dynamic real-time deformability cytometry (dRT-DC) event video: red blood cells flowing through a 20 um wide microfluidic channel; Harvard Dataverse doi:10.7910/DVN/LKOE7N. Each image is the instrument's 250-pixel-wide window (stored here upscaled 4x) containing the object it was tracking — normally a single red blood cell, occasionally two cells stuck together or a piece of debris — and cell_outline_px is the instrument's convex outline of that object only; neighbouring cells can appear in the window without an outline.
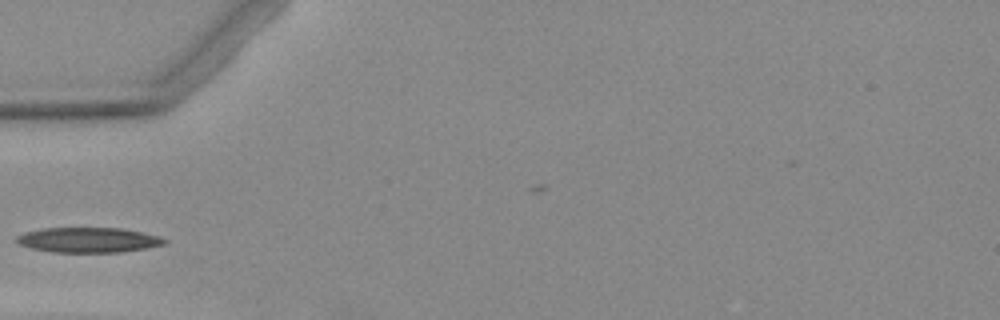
{"species": "Egyptian fruit bat (a non-hibernating species)", "species_latin": "Rousettus aegyptiacus", "temperature_condition": "warm", "stored_images_in_passage": 2, "camera_frame_rate_fps": 3000, "um_per_image_px": 0.085, "animal": {"sex": "female"}, "frame": {"image": 1, "passage_image": 1, "time_ms": 0.0, "image_size_px": [1000, 320], "cell_outline_px": [[168, 244], [148, 248], [120, 252], [52, 252], [32, 248], [16, 244], [12, 240], [16, 236], [24, 232], [44, 228], [120, 228], [160, 236], [168, 240]], "centroid_in_image_um": [7.49, 20.4], "position_along_channel_um": 77.5, "area_um2": 21.85}}
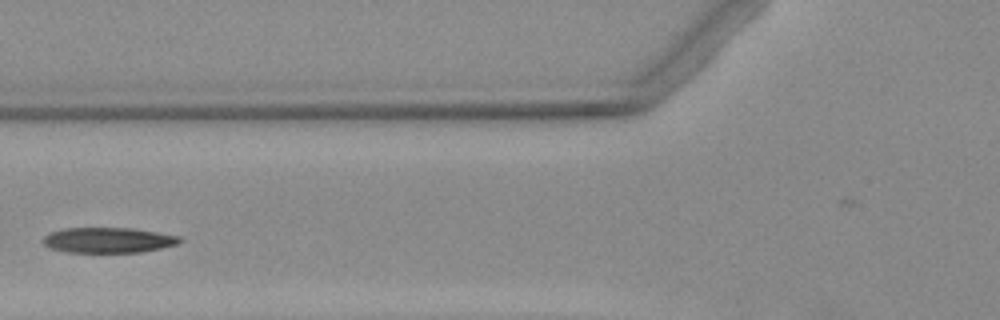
{"frame": {"image": 2, "passage_image": 2, "time_ms": 1.0, "image_size_px": [1000, 320], "cell_outline_px": [[184, 240], [180, 244], [140, 252], [68, 252], [48, 248], [40, 240], [48, 232], [64, 228], [132, 228], [180, 236]], "centroid_in_image_um": [9.18, 20.41], "position_along_channel_um": 116.6, "area_um2": 20.4}}